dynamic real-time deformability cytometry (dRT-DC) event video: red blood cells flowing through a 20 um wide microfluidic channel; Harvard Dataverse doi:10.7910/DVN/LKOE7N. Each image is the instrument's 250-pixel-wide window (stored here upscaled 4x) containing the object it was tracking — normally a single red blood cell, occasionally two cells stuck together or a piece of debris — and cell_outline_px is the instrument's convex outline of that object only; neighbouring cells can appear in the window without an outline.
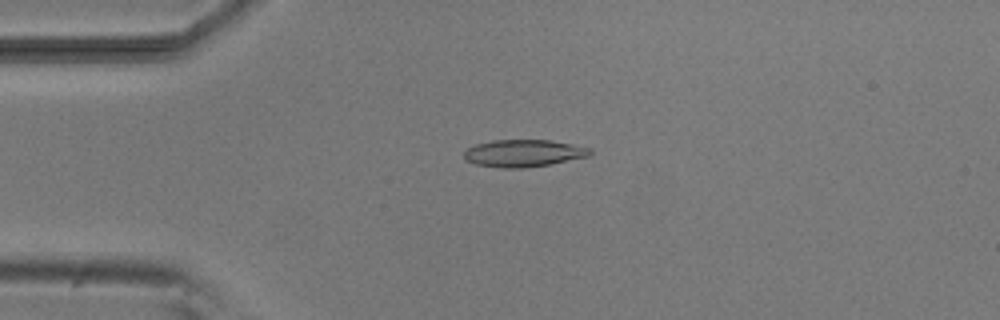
{"species": "common noctule bat (a hibernating species)", "species_latin": "Nyctalus noctula", "temperature_condition": "room temperature", "stored_images_in_passage": 8, "camera_frame_rate_fps": 3000, "um_per_image_px": 0.085, "animal": {"sex": "male", "body_mass_g": 20.5, "forearm_length_mm": 52.5}, "frame": {"image": 1, "passage_image": 3, "time_ms": 3.0, "image_size_px": [1000, 320], "cell_outline_px": [[592, 152], [588, 156], [552, 164], [524, 168], [504, 168], [476, 164], [464, 160], [464, 152], [468, 148], [476, 144], [492, 140], [548, 140], [572, 144], [592, 148]], "centroid_in_image_um": [44.5, 13.02], "position_along_channel_um": 40.5, "area_um2": 20.0}}
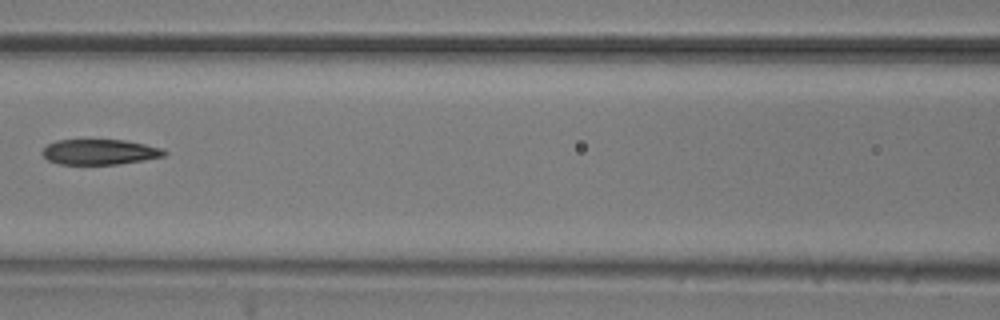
{"frame": {"image": 2, "passage_image": 6, "time_ms": 6.667, "image_size_px": [1000, 320], "cell_outline_px": [[168, 152], [164, 156], [116, 164], [60, 164], [48, 160], [40, 152], [48, 144], [56, 140], [124, 140], [164, 148]], "centroid_in_image_um": [8.46, 12.91], "position_along_channel_um": 158.1, "area_um2": 17.86}}
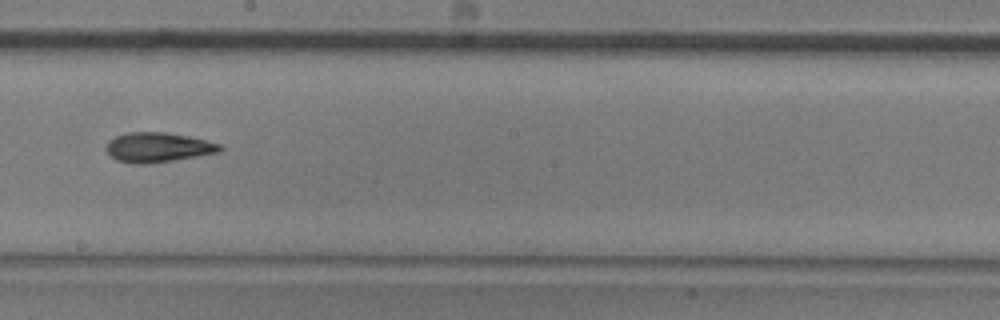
{"frame": {"image": 3, "passage_image": 8, "time_ms": 8.667, "image_size_px": [1000, 320], "cell_outline_px": [[224, 148], [220, 152], [172, 160], [144, 164], [132, 164], [116, 160], [108, 152], [108, 140], [116, 136], [128, 132], [164, 132], [188, 136], [220, 144]], "centroid_in_image_um": [13.43, 12.52], "position_along_channel_um": 234.8, "area_um2": 19.42}}